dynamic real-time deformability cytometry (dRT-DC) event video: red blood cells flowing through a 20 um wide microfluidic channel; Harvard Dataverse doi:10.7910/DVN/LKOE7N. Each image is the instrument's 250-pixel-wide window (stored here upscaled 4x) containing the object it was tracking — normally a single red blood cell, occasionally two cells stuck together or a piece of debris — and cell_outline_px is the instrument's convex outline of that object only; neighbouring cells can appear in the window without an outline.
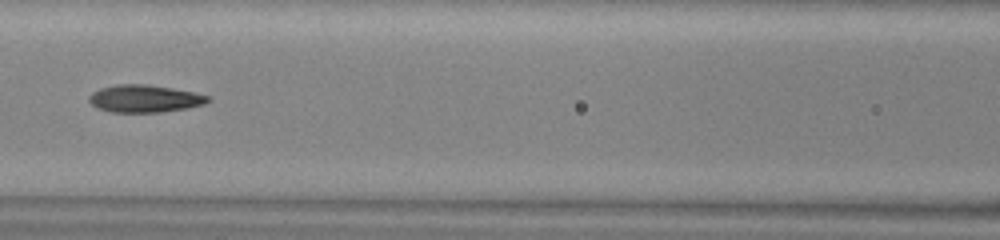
{"species": "common noctule bat (a hibernating species)", "species_latin": "Nyctalus noctula", "temperature_condition": "warm", "stored_images_in_passage": 44, "camera_frame_rate_fps": 3000, "um_per_image_px": 0.085, "animal": {"sex": "male", "body_mass_g": 13.0, "forearm_length_mm": 53.1}, "frame": {"image": 1, "passage_image": 16, "time_ms": 5.0, "image_size_px": [1000, 240], "cell_outline_px": [[212, 100], [204, 104], [188, 108], [160, 112], [112, 112], [100, 108], [92, 104], [88, 100], [88, 96], [92, 92], [100, 88], [116, 84], [148, 84], [172, 88], [192, 92], [208, 96]], "centroid_in_image_um": [12.29, 8.37], "position_along_channel_um": 154.3, "area_um2": 18.96}}
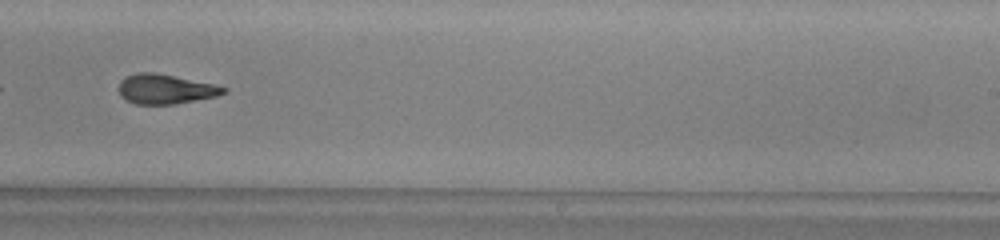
{"frame": {"image": 2, "passage_image": 25, "time_ms": 8.0, "image_size_px": [1000, 240], "cell_outline_px": [[228, 92], [216, 96], [172, 104], [136, 104], [120, 96], [120, 80], [124, 76], [136, 72], [152, 72], [216, 84], [228, 88]], "centroid_in_image_um": [14.07, 7.56], "position_along_channel_um": 274.9, "area_um2": 18.03}}
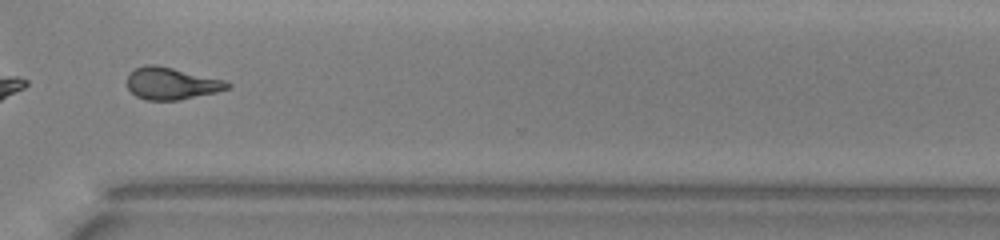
{"frame": {"image": 3, "passage_image": 31, "time_ms": 10.0, "image_size_px": [1000, 240], "cell_outline_px": [[232, 88], [216, 92], [180, 100], [144, 100], [136, 96], [128, 88], [128, 72], [144, 64], [156, 64], [224, 80], [232, 84]], "centroid_in_image_um": [14.57, 7.09], "position_along_channel_um": 356.0, "area_um2": 18.84}, "authors_computed_cell_mechanics": {"area_um2": 18.8139, "velocity_mm_per_s": 4.035, "shape_relaxation_time_tau1_ms": 5.9262, "shape_relaxation_time_tau2_ms": 3.5545, "deformation_change_tau1": 0.2035, "deformation_change_tau2": 0.1405}}